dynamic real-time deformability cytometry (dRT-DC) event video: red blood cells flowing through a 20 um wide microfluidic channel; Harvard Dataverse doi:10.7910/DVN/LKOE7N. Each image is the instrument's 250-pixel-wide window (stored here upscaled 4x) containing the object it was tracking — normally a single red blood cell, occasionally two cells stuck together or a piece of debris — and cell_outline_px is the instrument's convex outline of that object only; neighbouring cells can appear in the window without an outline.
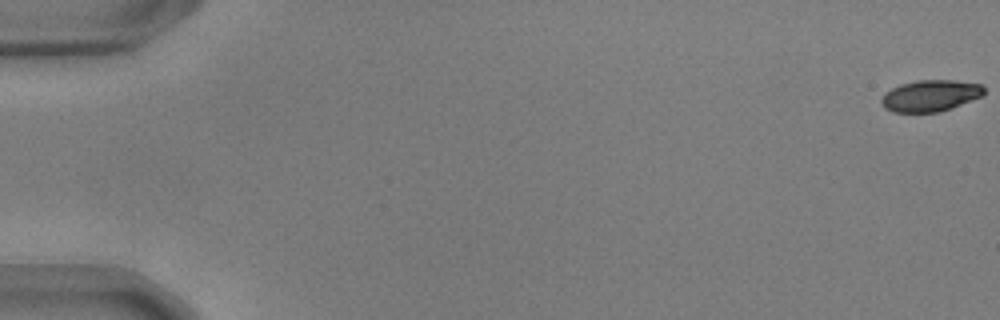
{"species": "common noctule bat (a hibernating species)", "species_latin": "Nyctalus noctula", "temperature_condition": "warm", "stored_images_in_passage": 6, "camera_frame_rate_fps": 3000, "um_per_image_px": 0.085, "animal": {"sex": "male", "body_mass_g": 17.9, "forearm_length_mm": 54.2}, "frame": {"image": 1, "passage_image": 1, "time_ms": 0.0, "image_size_px": [1000, 320], "cell_outline_px": [[984, 96], [952, 108], [940, 112], [892, 112], [884, 108], [880, 100], [884, 92], [900, 84], [916, 80], [952, 80], [984, 84]], "centroid_in_image_um": [79.1, 8.13], "position_along_channel_um": 5.9, "area_um2": 19.13}}